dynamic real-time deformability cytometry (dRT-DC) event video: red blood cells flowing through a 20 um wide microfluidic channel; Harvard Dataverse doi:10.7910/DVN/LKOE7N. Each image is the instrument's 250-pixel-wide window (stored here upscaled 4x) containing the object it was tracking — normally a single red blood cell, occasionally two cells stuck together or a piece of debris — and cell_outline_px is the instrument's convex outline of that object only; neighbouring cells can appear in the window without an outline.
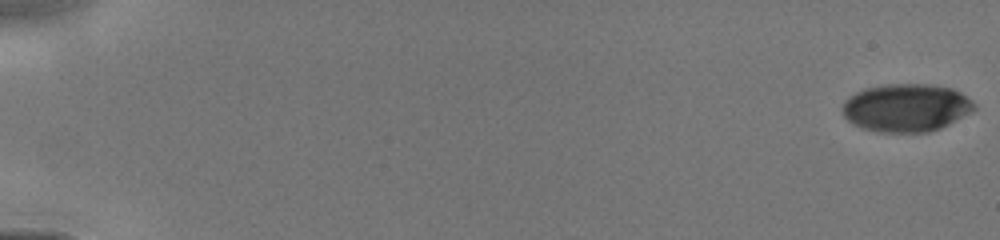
{"species": "human", "species_latin": "Homo sapiens", "temperature_condition": "cold", "stored_images_in_passage": 17, "camera_frame_rate_fps": 3000, "um_per_image_px": 0.085, "donor": {"sex": "male"}, "frame": {"image": 1, "passage_image": 1, "time_ms": 0.0, "image_size_px": [1000, 240], "cell_outline_px": [[976, 108], [948, 124], [940, 128], [928, 132], [876, 132], [860, 128], [852, 124], [844, 116], [840, 108], [844, 100], [848, 96], [864, 88], [888, 84], [928, 84], [952, 88], [960, 92], [972, 100], [976, 104]], "centroid_in_image_um": [76.97, 9.15], "position_along_channel_um": 8.0, "area_um2": 37.05}}
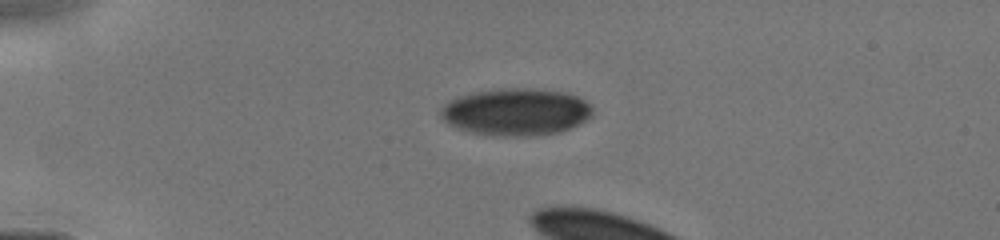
{"frame": {"image": 2, "passage_image": 13, "time_ms": 4.0, "image_size_px": [1000, 240], "cell_outline_px": [[592, 116], [560, 132], [536, 136], [500, 136], [472, 132], [456, 128], [448, 124], [440, 116], [440, 108], [444, 104], [460, 96], [476, 92], [512, 88], [520, 88], [560, 92], [576, 96], [584, 100], [592, 108]], "centroid_in_image_um": [43.83, 9.54], "position_along_channel_um": 41.2, "area_um2": 41.1}}